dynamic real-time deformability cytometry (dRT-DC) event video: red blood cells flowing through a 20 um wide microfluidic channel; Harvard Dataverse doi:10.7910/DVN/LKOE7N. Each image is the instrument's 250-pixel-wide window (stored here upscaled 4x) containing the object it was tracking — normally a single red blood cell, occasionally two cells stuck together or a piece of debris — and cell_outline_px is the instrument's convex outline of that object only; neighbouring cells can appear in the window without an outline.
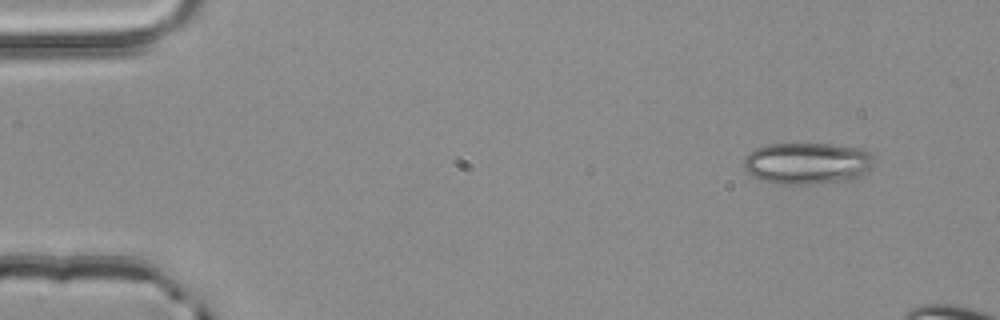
{"species": "common noctule bat (a hibernating species)", "species_latin": "Nyctalus noctula", "temperature_condition": "room temperature", "stored_images_in_passage": 3, "camera_frame_rate_fps": 3000, "um_per_image_px": 0.085, "animal": {"sex": "male", "body_mass_g": 20.4}, "frame": {"image": 1, "passage_image": 1, "time_ms": 0.0, "image_size_px": [1000, 320], "cell_outline_px": [[876, 160], [868, 172], [860, 176], [848, 180], [812, 184], [780, 184], [760, 180], [752, 176], [744, 168], [744, 156], [748, 152], [756, 148], [768, 144], [832, 144], [864, 148]], "centroid_in_image_um": [68.63, 13.87], "position_along_channel_um": 16.4, "area_um2": 32.02}}